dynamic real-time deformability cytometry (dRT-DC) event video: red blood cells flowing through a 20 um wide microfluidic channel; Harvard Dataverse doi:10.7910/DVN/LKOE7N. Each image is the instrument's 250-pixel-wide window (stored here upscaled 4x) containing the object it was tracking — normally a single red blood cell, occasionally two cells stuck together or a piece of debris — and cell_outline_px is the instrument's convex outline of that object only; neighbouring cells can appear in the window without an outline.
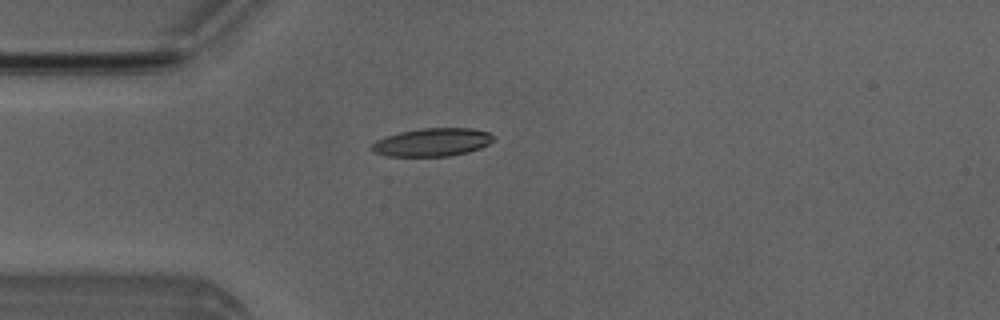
{"species": "Egyptian fruit bat (a non-hibernating species)", "species_latin": "Rousettus aegyptiacus", "temperature_condition": "room temperature", "stored_images_in_passage": 1, "camera_frame_rate_fps": 3000, "um_per_image_px": 0.085, "animal": {"sex": "male"}, "frame": {"image": 1, "passage_image": 1, "time_ms": 0.0, "image_size_px": [1000, 320], "cell_outline_px": [[496, 136], [488, 144], [480, 148], [468, 152], [452, 156], [388, 156], [372, 152], [372, 144], [376, 140], [384, 136], [400, 132], [420, 128], [472, 128], [488, 132]], "centroid_in_image_um": [36.74, 12.09], "position_along_channel_um": 48.3, "area_um2": 20.06}}